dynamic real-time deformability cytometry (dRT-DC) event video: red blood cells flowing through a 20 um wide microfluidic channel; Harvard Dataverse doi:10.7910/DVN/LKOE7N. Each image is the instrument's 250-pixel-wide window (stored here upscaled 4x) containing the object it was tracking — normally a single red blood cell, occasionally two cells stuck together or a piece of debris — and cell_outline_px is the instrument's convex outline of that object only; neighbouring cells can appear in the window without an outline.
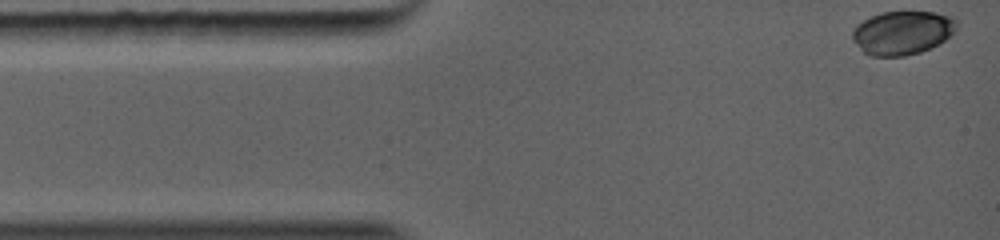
{"species": "common noctule bat (a hibernating species)", "species_latin": "Nyctalus noctula", "temperature_condition": "warm", "stored_images_in_passage": 32, "camera_frame_rate_fps": 5000, "um_per_image_px": 0.085, "animal": {"sex": "female", "body_mass_g": 19.0, "forearm_length_mm": 56.7}, "frame": {"image": 1, "passage_image": 1, "time_ms": 0.0, "image_size_px": [1000, 240], "cell_outline_px": [[956, 28], [944, 40], [920, 52], [904, 56], [872, 56], [864, 52], [852, 40], [852, 32], [856, 24], [872, 16], [884, 12], [932, 12], [952, 16], [956, 20]], "centroid_in_image_um": [76.67, 2.78], "position_along_channel_um": 8.3, "area_um2": 26.18}}
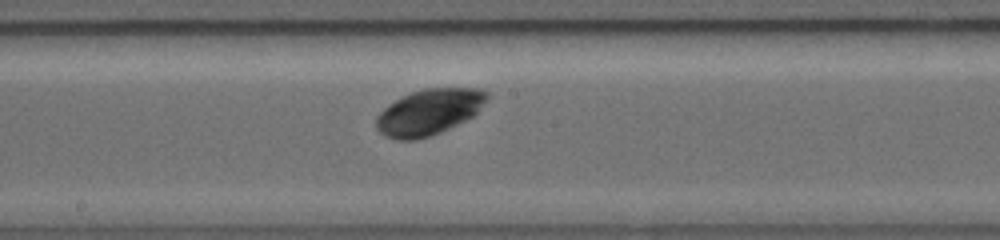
{"frame": {"image": 2, "passage_image": 17, "time_ms": 5.6, "image_size_px": [1000, 240], "cell_outline_px": [[488, 96], [476, 112], [472, 116], [424, 136], [392, 136], [384, 132], [380, 128], [380, 112], [388, 104], [408, 92], [424, 88], [484, 88], [488, 92]], "centroid_in_image_um": [36.56, 9.38], "position_along_channel_um": 211.6, "area_um2": 27.4}}
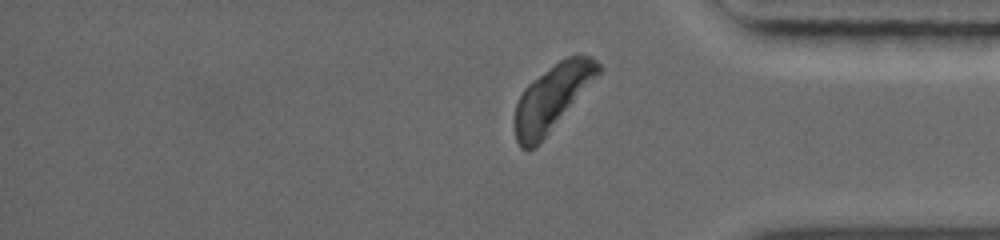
{"frame": {"image": 3, "passage_image": 32, "time_ms": 9.4, "image_size_px": [1000, 240], "cell_outline_px": [[604, 68], [540, 140], [532, 148], [524, 148], [516, 140], [516, 104], [524, 88], [528, 84], [560, 60], [568, 56], [592, 56]], "centroid_in_image_um": [46.95, 8.22], "position_along_channel_um": 388.3, "area_um2": 30.17}}